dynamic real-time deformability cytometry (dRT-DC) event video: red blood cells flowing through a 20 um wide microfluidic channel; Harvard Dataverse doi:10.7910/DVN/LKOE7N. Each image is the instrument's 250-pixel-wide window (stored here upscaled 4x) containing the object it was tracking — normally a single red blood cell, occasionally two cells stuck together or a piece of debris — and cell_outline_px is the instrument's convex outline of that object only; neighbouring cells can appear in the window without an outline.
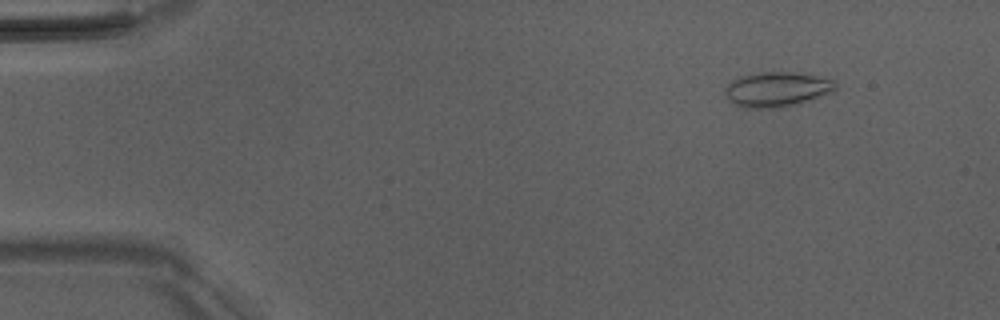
{"species": "Egyptian fruit bat (a non-hibernating species)", "species_latin": "Rousettus aegyptiacus", "temperature_condition": "room temperature", "stored_images_in_passage": 4, "camera_frame_rate_fps": 3000, "um_per_image_px": 0.085, "animal": {"sex": "male"}, "frame": {"image": 1, "passage_image": 1, "time_ms": 0.0, "image_size_px": [1000, 320], "cell_outline_px": [[836, 88], [832, 92], [796, 104], [780, 108], [748, 108], [736, 104], [728, 100], [724, 92], [724, 88], [732, 80], [740, 76], [760, 72], [796, 72], [836, 80]], "centroid_in_image_um": [66.02, 7.59], "position_along_channel_um": 19.0, "area_um2": 22.43}}